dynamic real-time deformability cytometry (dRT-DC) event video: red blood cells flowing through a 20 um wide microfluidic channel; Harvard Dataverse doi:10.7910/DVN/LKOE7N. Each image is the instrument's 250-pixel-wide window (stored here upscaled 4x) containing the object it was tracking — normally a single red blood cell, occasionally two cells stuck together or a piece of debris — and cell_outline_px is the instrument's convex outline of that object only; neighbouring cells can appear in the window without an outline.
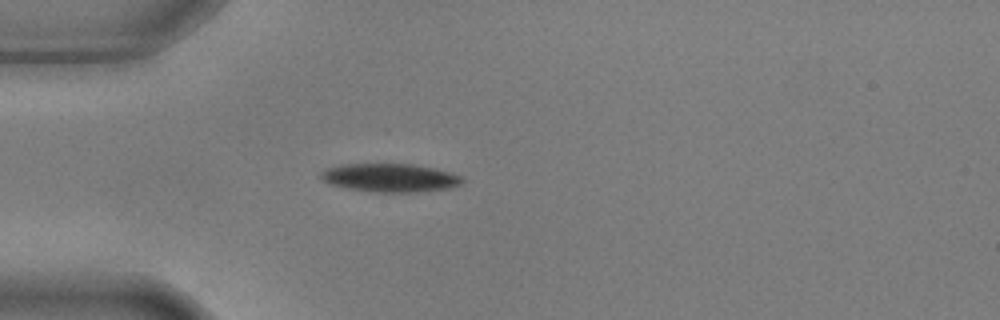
{"species": "common noctule bat (a hibernating species)", "species_latin": "Nyctalus noctula", "temperature_condition": "warm", "stored_images_in_passage": 3, "camera_frame_rate_fps": 3000, "um_per_image_px": 0.085, "animal": {"sex": "male", "body_mass_g": 17.9, "forearm_length_mm": 54.2}, "frame": {"image": 1, "passage_image": 3, "time_ms": 0.667, "image_size_px": [1000, 320], "cell_outline_px": [[464, 180], [460, 184], [448, 188], [416, 192], [376, 192], [348, 188], [328, 184], [320, 176], [320, 172], [328, 168], [340, 164], [416, 164], [452, 172], [460, 176]], "centroid_in_image_um": [33.15, 15.1], "position_along_channel_um": 51.8, "area_um2": 23.35}}